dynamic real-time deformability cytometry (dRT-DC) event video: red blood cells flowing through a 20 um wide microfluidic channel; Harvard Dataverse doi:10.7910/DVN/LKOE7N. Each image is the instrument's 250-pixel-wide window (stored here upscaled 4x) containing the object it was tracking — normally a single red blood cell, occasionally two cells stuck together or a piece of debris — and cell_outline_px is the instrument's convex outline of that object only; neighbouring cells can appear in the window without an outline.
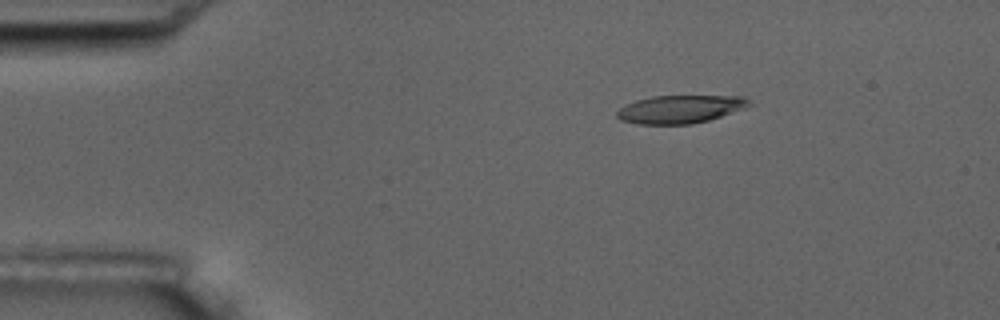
{"species": "common noctule bat (a hibernating species)", "species_latin": "Nyctalus noctula", "temperature_condition": "room temperature", "stored_images_in_passage": 5, "camera_frame_rate_fps": 3000, "um_per_image_px": 0.085, "animal": {"sex": "male", "body_mass_g": 17.5, "forearm_length_mm": 52.3}, "frame": {"image": 1, "passage_image": 1, "time_ms": 0.0, "image_size_px": [1000, 320], "cell_outline_px": [[752, 104], [744, 108], [708, 120], [692, 124], [636, 124], [620, 120], [616, 116], [616, 112], [624, 104], [636, 100], [652, 96], [744, 96]], "centroid_in_image_um": [57.76, 9.28], "position_along_channel_um": 27.2, "area_um2": 21.56}}
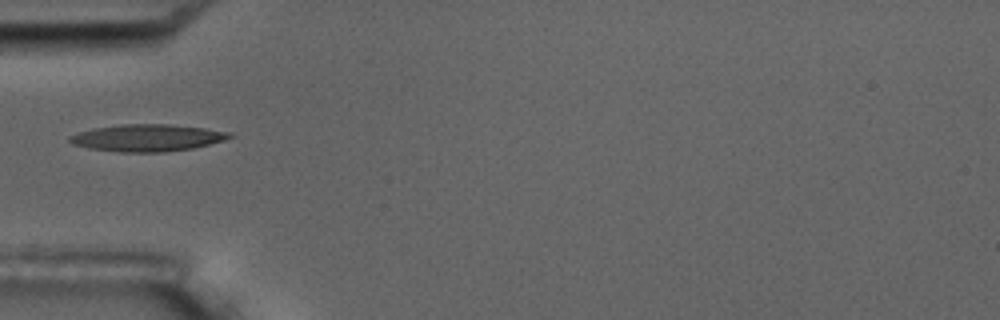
{"frame": {"image": 2, "passage_image": 3, "time_ms": 3.0, "image_size_px": [1000, 320], "cell_outline_px": [[236, 136], [224, 140], [192, 148], [164, 152], [120, 152], [88, 148], [72, 144], [68, 140], [68, 136], [92, 128], [120, 124], [168, 124], [204, 128], [232, 132]], "centroid_in_image_um": [12.51, 11.71], "position_along_channel_um": 72.5, "area_um2": 25.26}}